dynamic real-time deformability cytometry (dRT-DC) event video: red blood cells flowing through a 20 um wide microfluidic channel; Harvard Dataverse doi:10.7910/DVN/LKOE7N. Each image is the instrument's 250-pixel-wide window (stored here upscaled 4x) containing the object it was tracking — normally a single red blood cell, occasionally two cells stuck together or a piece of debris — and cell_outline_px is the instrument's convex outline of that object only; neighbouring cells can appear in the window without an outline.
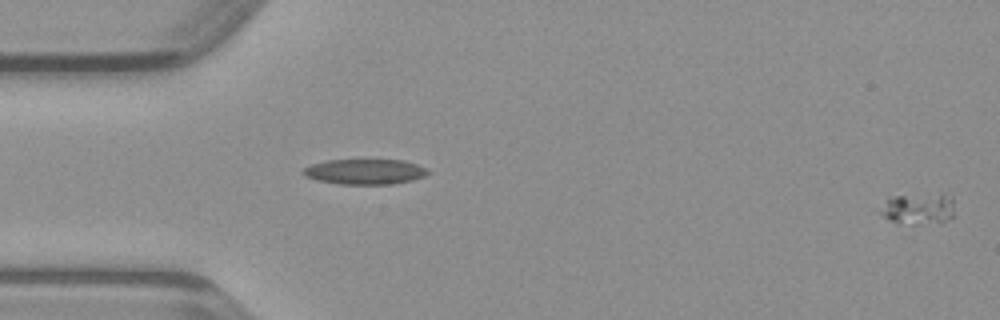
{"species": "common noctule bat (a hibernating species)", "species_latin": "Nyctalus noctula", "temperature_condition": "warm", "stored_images_in_passage": 48, "camera_frame_rate_fps": 3000, "um_per_image_px": 0.085, "animal": {"sex": "male", "body_mass_g": 23.1, "forearm_length_mm": 52.7}, "frame": {"image": 1, "passage_image": 1, "time_ms": 0.0, "image_size_px": [1000, 320], "cell_outline_px": [[952, 216], [944, 224], [900, 224], [888, 220], [884, 216], [884, 212], [888, 200], [896, 196], [952, 196]], "centroid_in_image_um": [78.13, 17.83], "position_along_channel_um": 6.9, "area_um2": 12.77}}
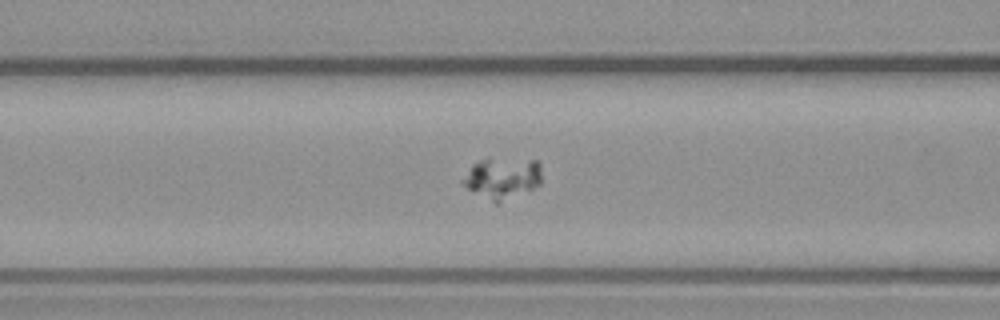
{"frame": {"image": 2, "passage_image": 19, "time_ms": 6.0, "image_size_px": [1000, 320], "cell_outline_px": [[540, 184], [500, 204], [496, 204], [468, 188], [460, 180], [472, 164], [488, 156], [536, 160], [540, 164]], "centroid_in_image_um": [42.68, 15.1], "position_along_channel_um": 123.9, "area_um2": 19.36}}
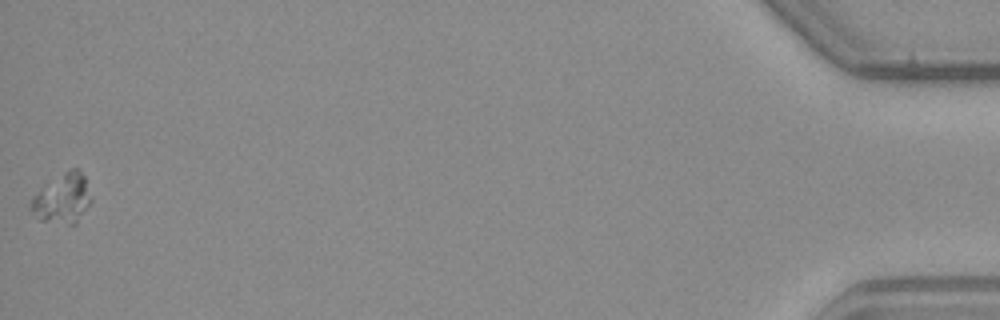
{"frame": {"image": 3, "passage_image": 48, "time_ms": 15.667, "image_size_px": [1000, 320], "cell_outline_px": [[92, 200], [76, 224], [68, 224], [40, 220], [28, 208], [28, 204], [32, 196], [64, 172], [72, 168], [80, 168], [84, 176], [92, 196]], "centroid_in_image_um": [5.32, 16.89], "position_along_channel_um": 429.9, "area_um2": 17.34}}